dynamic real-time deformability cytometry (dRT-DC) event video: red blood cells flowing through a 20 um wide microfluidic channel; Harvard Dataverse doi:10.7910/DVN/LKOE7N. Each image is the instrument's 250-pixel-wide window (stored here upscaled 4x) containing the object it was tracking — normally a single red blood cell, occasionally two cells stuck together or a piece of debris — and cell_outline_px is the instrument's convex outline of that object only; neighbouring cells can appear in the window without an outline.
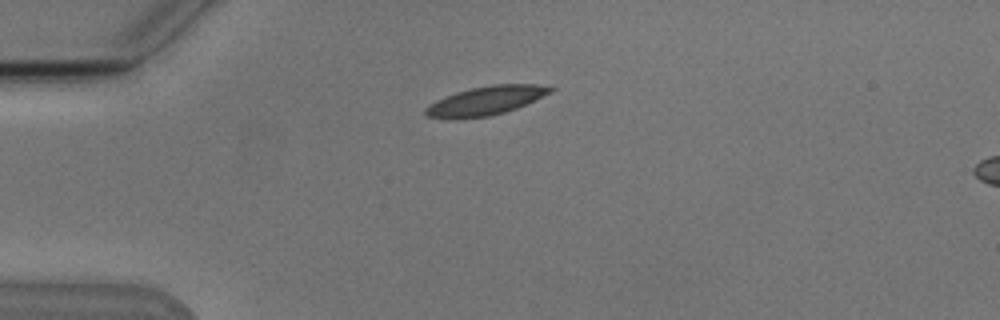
{"species": "Egyptian fruit bat (a non-hibernating species)", "species_latin": "Rousettus aegyptiacus", "temperature_condition": "cold", "stored_images_in_passage": 6, "camera_frame_rate_fps": 3000, "um_per_image_px": 0.085, "animal": {"sex": "male"}, "frame": {"image": 1, "passage_image": 2, "time_ms": 1.0, "image_size_px": [1000, 320], "cell_outline_px": [[556, 88], [552, 92], [516, 108], [504, 112], [488, 116], [452, 120], [448, 120], [424, 116], [424, 108], [428, 104], [436, 100], [456, 92], [468, 88], [492, 84], [552, 84]], "centroid_in_image_um": [41.27, 8.56], "position_along_channel_um": 43.7, "area_um2": 21.5}}
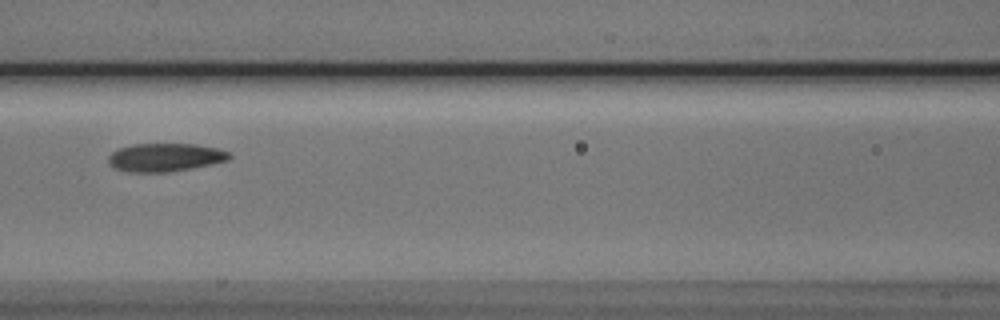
{"frame": {"image": 2, "passage_image": 5, "time_ms": 4.667, "image_size_px": [1000, 320], "cell_outline_px": [[232, 156], [228, 160], [168, 172], [132, 172], [116, 168], [108, 164], [108, 156], [112, 152], [120, 148], [132, 144], [196, 144], [216, 148], [228, 152]], "centroid_in_image_um": [14.0, 13.36], "position_along_channel_um": 152.6, "area_um2": 19.59}}
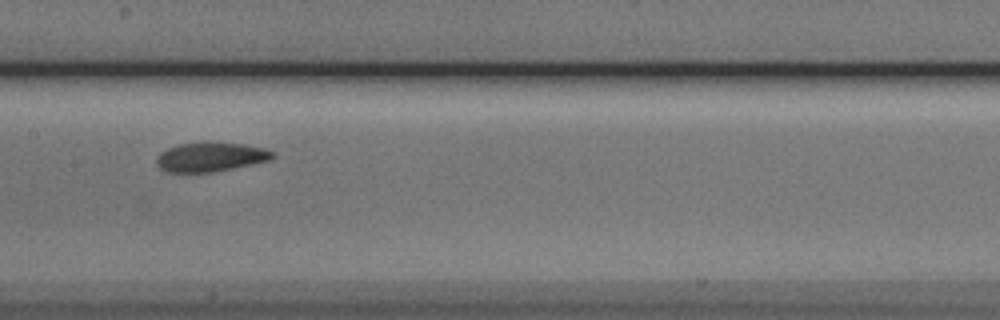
{"frame": {"image": 3, "passage_image": 6, "time_ms": 5.667, "image_size_px": [1000, 320], "cell_outline_px": [[276, 156], [272, 160], [212, 172], [168, 172], [160, 168], [156, 164], [156, 156], [160, 152], [168, 148], [180, 144], [204, 140], [244, 144], [264, 148], [276, 152]], "centroid_in_image_um": [17.92, 13.31], "position_along_channel_um": 189.5, "area_um2": 20.29}}